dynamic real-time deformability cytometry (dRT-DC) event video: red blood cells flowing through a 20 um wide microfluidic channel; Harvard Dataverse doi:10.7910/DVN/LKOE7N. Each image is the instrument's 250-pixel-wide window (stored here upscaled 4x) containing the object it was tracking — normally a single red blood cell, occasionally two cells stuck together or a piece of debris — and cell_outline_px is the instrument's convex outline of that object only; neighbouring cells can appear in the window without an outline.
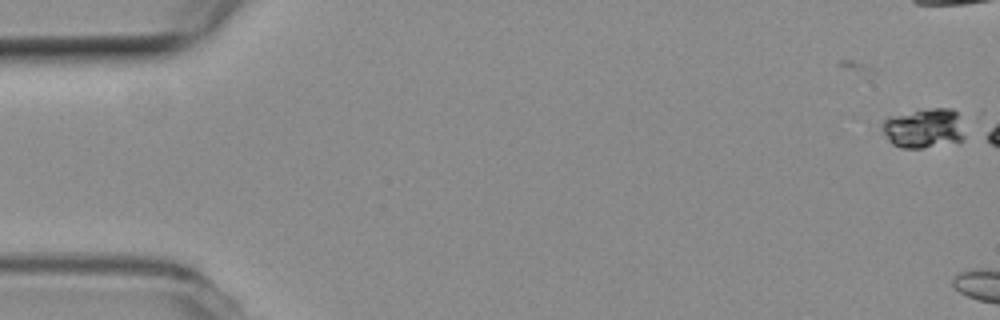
{"species": "common noctule bat (a hibernating species)", "species_latin": "Nyctalus noctula", "temperature_condition": "room temperature", "stored_images_in_passage": 3, "camera_frame_rate_fps": 3000, "um_per_image_px": 0.085, "animal": {"sex": "female", "body_mass_g": 19.3, "forearm_length_mm": 54.1}, "frame": {"image": 1, "passage_image": 1, "time_ms": 0.0, "image_size_px": [1000, 320], "cell_outline_px": [[964, 140], [920, 148], [900, 148], [892, 144], [888, 140], [880, 128], [880, 124], [888, 116], [932, 108], [952, 108], [956, 112], [964, 136]], "centroid_in_image_um": [78.45, 10.9], "position_along_channel_um": 6.5, "area_um2": 18.96}}